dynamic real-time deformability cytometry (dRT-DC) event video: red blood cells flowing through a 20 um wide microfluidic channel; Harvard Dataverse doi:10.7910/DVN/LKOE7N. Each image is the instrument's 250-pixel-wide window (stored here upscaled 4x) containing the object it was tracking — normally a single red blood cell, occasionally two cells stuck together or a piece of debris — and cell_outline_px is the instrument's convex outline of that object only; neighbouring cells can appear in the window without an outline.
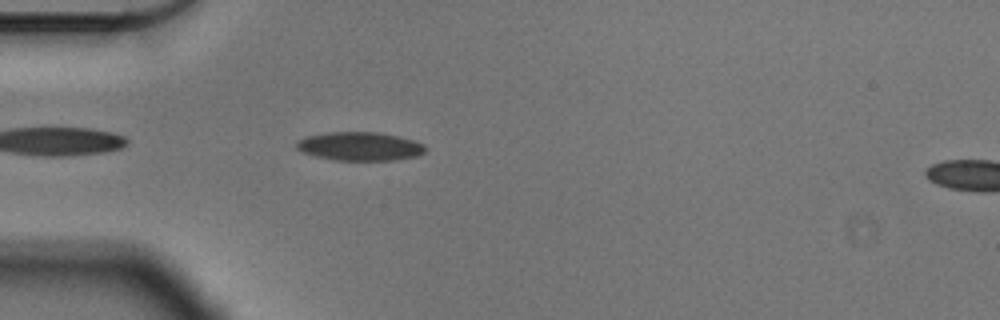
{"species": "Egyptian fruit bat (a non-hibernating species)", "species_latin": "Rousettus aegyptiacus", "temperature_condition": "cold", "stored_images_in_passage": 44, "camera_frame_rate_fps": 3000, "um_per_image_px": 0.085, "animal": {"sex": "male"}, "frame": {"image": 1, "passage_image": 4, "time_ms": 1.0, "image_size_px": [1000, 320], "cell_outline_px": [[428, 148], [424, 152], [416, 156], [392, 160], [336, 160], [316, 156], [304, 152], [296, 148], [296, 144], [300, 140], [308, 136], [328, 132], [380, 132], [412, 140], [424, 144]], "centroid_in_image_um": [30.61, 12.43], "position_along_channel_um": 54.4, "area_um2": 21.21}}
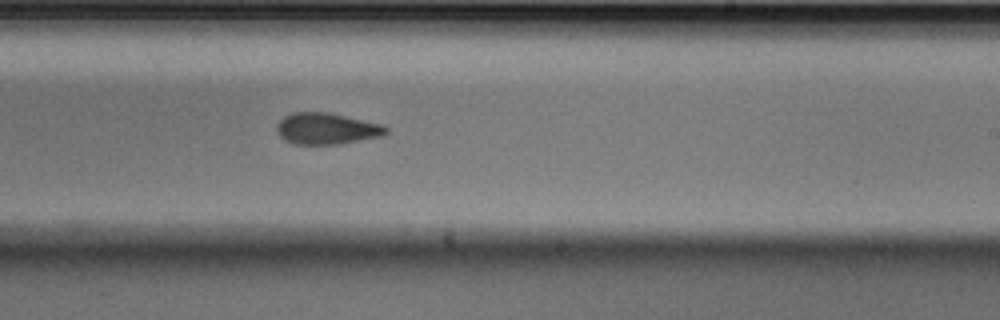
{"frame": {"image": 2, "passage_image": 22, "time_ms": 7.0, "image_size_px": [1000, 320], "cell_outline_px": [[388, 132], [384, 136], [340, 144], [296, 144], [284, 140], [280, 136], [276, 128], [280, 120], [284, 116], [292, 112], [328, 112], [384, 124], [388, 128]], "centroid_in_image_um": [27.81, 10.93], "position_along_channel_um": 261.2, "area_um2": 20.17}}
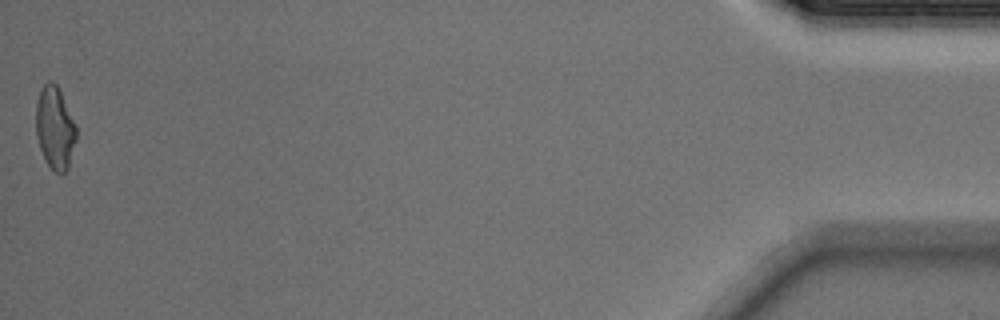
{"frame": {"image": 3, "passage_image": 44, "time_ms": 14.333, "image_size_px": [1000, 320], "cell_outline_px": [[76, 140], [68, 168], [60, 176], [48, 164], [40, 148], [36, 132], [36, 100], [40, 88], [48, 80], [52, 80], [56, 84], [60, 92], [76, 128]], "centroid_in_image_um": [4.65, 10.86], "position_along_channel_um": 430.6, "area_um2": 19.13}, "authors_computed_cell_mechanics": {"area_um2": 20.1433, "velocity_mm_per_s": 3.5656, "shape_relaxation_time_tau1_ms": 4.0673, "shape_relaxation_time_tau2_ms": 3.3658, "deformation_change_tau1": 0.1337, "deformation_change_tau2": 0.0899}}